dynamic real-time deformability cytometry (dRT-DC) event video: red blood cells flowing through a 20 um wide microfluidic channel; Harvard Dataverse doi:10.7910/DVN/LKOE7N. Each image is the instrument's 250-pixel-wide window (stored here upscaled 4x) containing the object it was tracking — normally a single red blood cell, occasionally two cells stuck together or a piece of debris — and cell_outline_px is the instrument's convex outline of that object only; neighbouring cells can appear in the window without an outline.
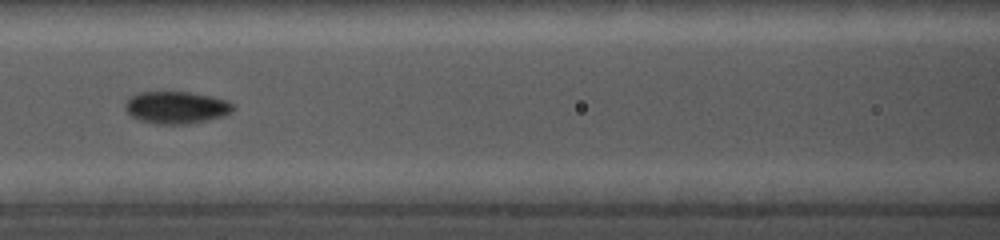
{"species": "common noctule bat (a hibernating species)", "species_latin": "Nyctalus noctula", "temperature_condition": "cold", "stored_images_in_passage": 20, "camera_frame_rate_fps": 5000, "um_per_image_px": 0.085, "animal": {"sex": "female", "body_mass_g": 19.0, "forearm_length_mm": 56.7}, "frame": {"image": 1, "passage_image": 7, "time_ms": 4.0, "image_size_px": [1000, 240], "cell_outline_px": [[236, 108], [224, 116], [188, 124], [156, 124], [140, 120], [132, 116], [124, 108], [124, 104], [132, 96], [140, 92], [188, 92], [212, 96], [224, 100], [232, 104]], "centroid_in_image_um": [14.98, 9.14], "position_along_channel_um": 151.6, "area_um2": 20.11}}
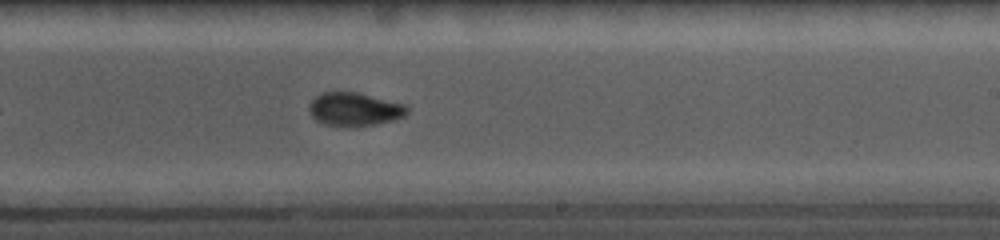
{"frame": {"image": 2, "passage_image": 12, "time_ms": 6.8, "image_size_px": [1000, 240], "cell_outline_px": [[408, 112], [404, 116], [396, 120], [348, 128], [344, 128], [324, 124], [316, 120], [312, 116], [308, 108], [312, 100], [316, 96], [324, 92], [356, 92], [408, 104]], "centroid_in_image_um": [30.15, 9.3], "position_along_channel_um": 258.8, "area_um2": 19.36}}
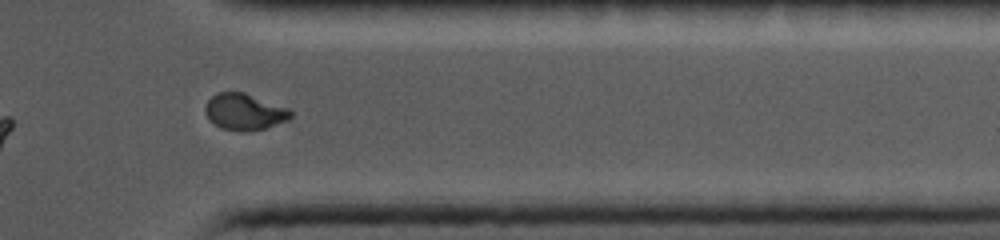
{"frame": {"image": 3, "passage_image": 18, "time_ms": 10.2, "image_size_px": [1000, 240], "cell_outline_px": [[292, 116], [288, 120], [264, 128], [248, 132], [244, 132], [220, 128], [208, 120], [204, 112], [204, 108], [208, 100], [216, 92], [244, 92], [288, 108], [292, 112]], "centroid_in_image_um": [20.74, 9.51], "position_along_channel_um": 390.7, "area_um2": 18.26}}